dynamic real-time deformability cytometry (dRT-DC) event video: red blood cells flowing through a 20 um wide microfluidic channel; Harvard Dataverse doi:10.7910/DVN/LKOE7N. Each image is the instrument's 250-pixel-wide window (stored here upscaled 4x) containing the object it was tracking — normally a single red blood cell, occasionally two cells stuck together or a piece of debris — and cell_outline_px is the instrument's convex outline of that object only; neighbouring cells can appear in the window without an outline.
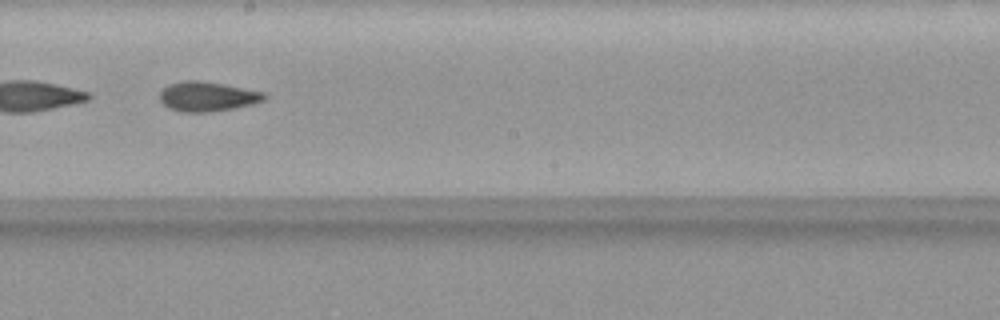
{"species": "common noctule bat (a hibernating species)", "species_latin": "Nyctalus noctula", "temperature_condition": "warm", "stored_images_in_passage": 39, "segment_of_instrument_passage": [2, 2], "camera_frame_rate_fps": 3000, "um_per_image_px": 0.085, "animal": {"sex": "female", "body_mass_g": 19.9}, "frame": {"image": 1, "passage_image": 20, "time_ms": 6.333, "image_size_px": [1000, 320], "cell_outline_px": [[268, 96], [264, 100], [252, 104], [232, 108], [208, 112], [180, 112], [168, 108], [160, 100], [160, 88], [168, 84], [184, 80], [200, 80], [224, 84], [264, 92]], "centroid_in_image_um": [17.59, 8.19], "position_along_channel_um": 230.6, "area_um2": 18.21}}
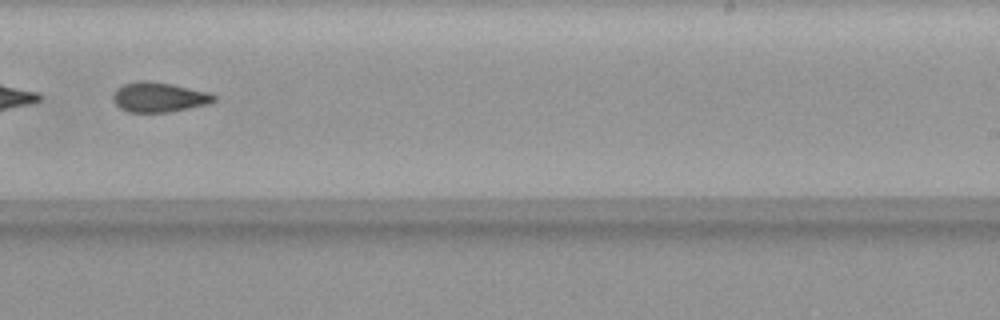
{"frame": {"image": 2, "passage_image": 23, "time_ms": 7.333, "image_size_px": [1000, 320], "cell_outline_px": [[216, 100], [208, 104], [168, 112], [128, 112], [120, 108], [112, 100], [112, 96], [116, 88], [124, 84], [136, 80], [148, 80], [172, 84], [208, 92], [216, 96]], "centroid_in_image_um": [13.48, 8.25], "position_along_channel_um": 275.5, "area_um2": 17.63}}